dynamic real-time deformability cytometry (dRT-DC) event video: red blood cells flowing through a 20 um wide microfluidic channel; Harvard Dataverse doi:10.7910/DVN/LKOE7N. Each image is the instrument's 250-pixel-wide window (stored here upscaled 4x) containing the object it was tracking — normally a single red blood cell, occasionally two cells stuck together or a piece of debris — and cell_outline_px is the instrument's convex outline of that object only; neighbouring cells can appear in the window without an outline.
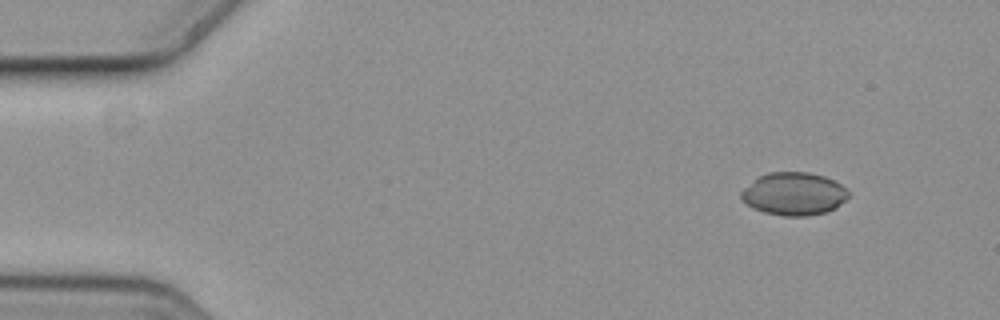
{"species": "common noctule bat (a hibernating species)", "species_latin": "Nyctalus noctula", "temperature_condition": "cold", "stored_images_in_passage": 4, "camera_frame_rate_fps": 3000, "um_per_image_px": 0.085, "animal": {"sex": "female", "body_mass_g": 19.3, "forearm_length_mm": 54.1}, "frame": {"image": 1, "passage_image": 1, "time_ms": 0.0, "image_size_px": [1000, 320], "cell_outline_px": [[848, 196], [836, 208], [828, 212], [804, 216], [784, 216], [764, 212], [752, 208], [740, 196], [740, 192], [744, 188], [760, 176], [768, 172], [808, 172], [824, 176], [840, 184], [848, 192]], "centroid_in_image_um": [67.48, 16.48], "position_along_channel_um": 17.5, "area_um2": 26.53}}
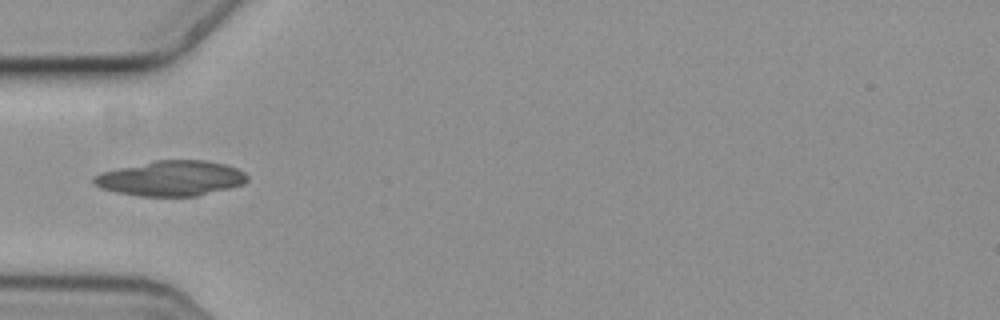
{"frame": {"image": 2, "passage_image": 4, "time_ms": 1.0, "image_size_px": [1000, 320], "cell_outline_px": [[248, 180], [244, 184], [196, 196], [136, 196], [116, 192], [100, 188], [92, 184], [92, 176], [100, 172], [156, 160], [204, 160], [224, 164], [236, 168], [244, 172], [248, 176]], "centroid_in_image_um": [14.5, 15.16], "position_along_channel_um": 70.5, "area_um2": 31.5}}